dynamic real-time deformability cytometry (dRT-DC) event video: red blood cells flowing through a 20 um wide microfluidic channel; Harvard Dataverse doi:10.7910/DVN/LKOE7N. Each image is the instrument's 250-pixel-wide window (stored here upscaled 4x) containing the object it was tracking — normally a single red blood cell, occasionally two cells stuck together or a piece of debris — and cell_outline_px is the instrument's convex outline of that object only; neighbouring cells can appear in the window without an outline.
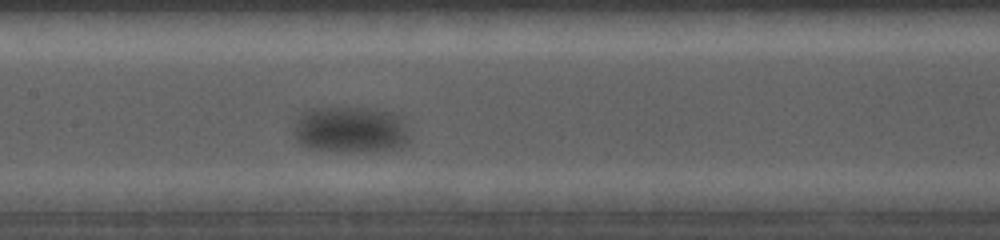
{"species": "common noctule bat (a hibernating species)", "species_latin": "Nyctalus noctula", "temperature_condition": "cold", "stored_images_in_passage": 8, "camera_frame_rate_fps": 5000, "um_per_image_px": 0.085, "animal": {"sex": "female", "body_mass_g": 19.0, "forearm_length_mm": 56.7}, "frame": {"image": 1, "passage_image": 7, "time_ms": 7.2, "image_size_px": [1000, 240], "cell_outline_px": [[408, 140], [400, 148], [360, 152], [352, 152], [312, 148], [300, 144], [296, 140], [292, 132], [296, 120], [304, 112], [312, 108], [376, 108], [392, 112], [396, 116], [404, 128]], "centroid_in_image_um": [29.72, 11.02], "position_along_channel_um": 177.7, "area_um2": 30.92}}